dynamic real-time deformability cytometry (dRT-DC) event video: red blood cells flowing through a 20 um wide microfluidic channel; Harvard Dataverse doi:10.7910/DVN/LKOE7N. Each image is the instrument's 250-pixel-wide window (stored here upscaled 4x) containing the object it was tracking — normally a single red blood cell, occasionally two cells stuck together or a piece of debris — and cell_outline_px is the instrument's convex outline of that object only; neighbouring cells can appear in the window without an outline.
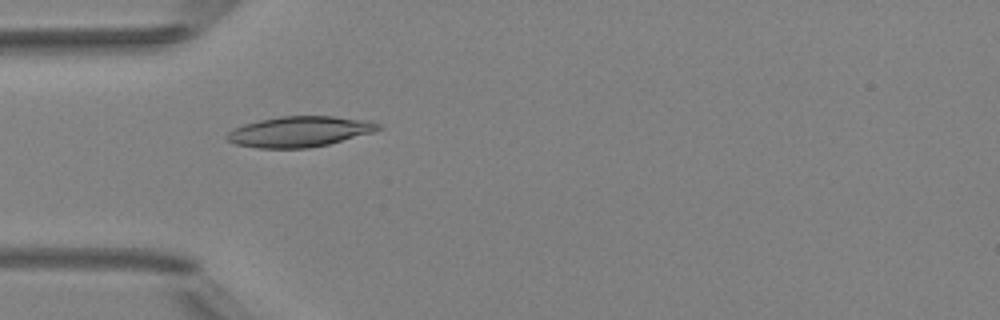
{"species": "Egyptian fruit bat (a non-hibernating species)", "species_latin": "Rousettus aegyptiacus", "temperature_condition": "room temperature", "stored_images_in_passage": 6, "camera_frame_rate_fps": 3000, "um_per_image_px": 0.085, "animal": {"sex": "female"}, "frame": {"image": 1, "passage_image": 6, "time_ms": 5.667, "image_size_px": [1000, 320], "cell_outline_px": [[384, 128], [372, 132], [328, 144], [308, 148], [260, 148], [236, 144], [228, 140], [224, 136], [228, 132], [244, 124], [260, 120], [280, 116], [332, 116], [372, 120], [380, 124]], "centroid_in_image_um": [25.5, 11.17], "position_along_channel_um": 59.5, "area_um2": 26.88}}